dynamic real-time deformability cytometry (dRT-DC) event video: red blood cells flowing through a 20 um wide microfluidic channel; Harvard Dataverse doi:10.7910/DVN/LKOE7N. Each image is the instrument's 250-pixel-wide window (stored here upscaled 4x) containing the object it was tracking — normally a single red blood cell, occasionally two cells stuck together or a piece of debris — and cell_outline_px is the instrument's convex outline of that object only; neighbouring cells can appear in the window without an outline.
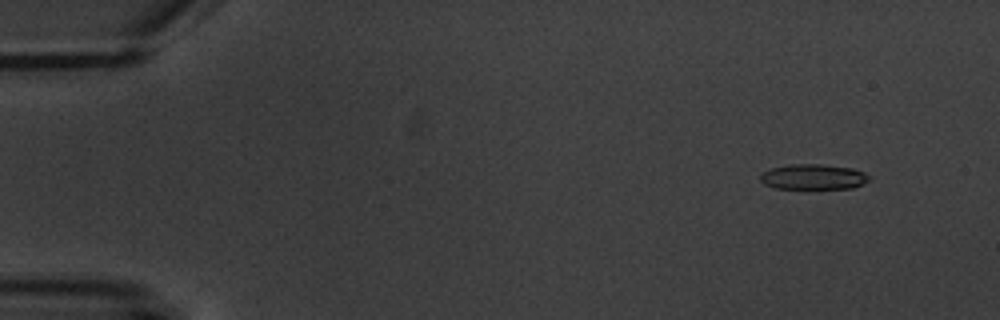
{"species": "common noctule bat (a hibernating species)", "species_latin": "Nyctalus noctula", "temperature_condition": "warm", "stored_images_in_passage": 6, "segment_of_instrument_passage": [2, 2], "camera_frame_rate_fps": 3000, "um_per_image_px": 0.085, "animal": {"sex": "male", "body_mass_g": 20.1, "forearm_length_mm": 53.5}, "frame": {"image": 1, "passage_image": 6, "time_ms": 6.0, "image_size_px": [1000, 320], "cell_outline_px": [[872, 180], [852, 188], [776, 188], [764, 184], [760, 180], [760, 172], [772, 168], [788, 164], [820, 164], [852, 168], [864, 172], [872, 176]], "centroid_in_image_um": [69.15, 15.02], "position_along_channel_um": 15.8, "area_um2": 16.18}}